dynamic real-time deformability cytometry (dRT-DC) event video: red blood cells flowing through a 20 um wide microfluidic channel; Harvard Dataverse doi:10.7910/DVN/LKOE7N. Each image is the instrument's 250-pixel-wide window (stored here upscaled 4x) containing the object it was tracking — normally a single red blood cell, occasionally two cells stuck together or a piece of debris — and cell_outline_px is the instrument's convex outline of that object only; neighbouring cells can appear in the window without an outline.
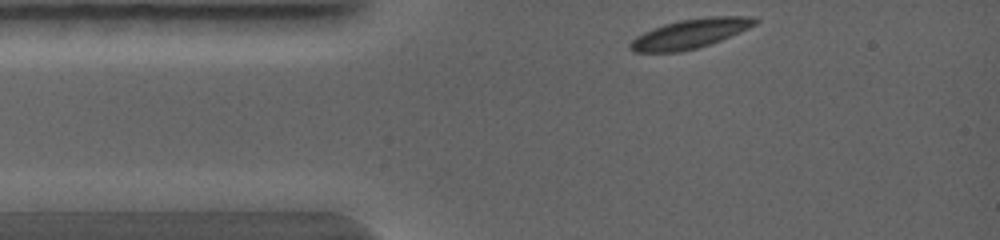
{"species": "common noctule bat (a hibernating species)", "species_latin": "Nyctalus noctula", "temperature_condition": "warm", "stored_images_in_passage": 19, "camera_frame_rate_fps": 5000, "um_per_image_px": 0.085, "animal": {"sex": "female", "body_mass_g": 19.0, "forearm_length_mm": 56.7}, "frame": {"image": 1, "passage_image": 1, "time_ms": 0.0, "image_size_px": [1000, 240], "cell_outline_px": [[760, 20], [756, 24], [740, 32], [720, 40], [696, 48], [680, 52], [632, 52], [628, 48], [628, 44], [636, 36], [652, 28], [664, 24], [680, 20], [708, 16], [752, 16]], "centroid_in_image_um": [58.64, 2.85], "position_along_channel_um": 26.4, "area_um2": 21.39}}
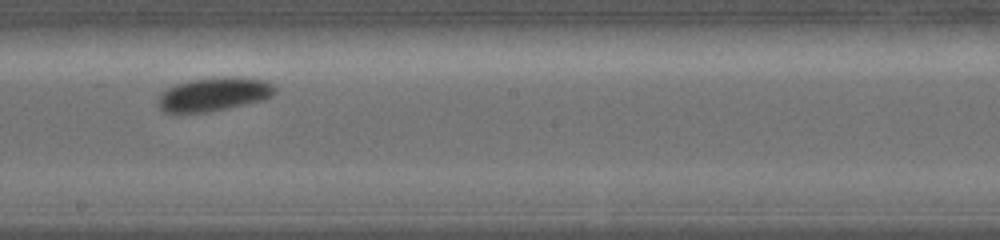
{"frame": {"image": 2, "passage_image": 11, "time_ms": 3.6, "image_size_px": [1000, 240], "cell_outline_px": [[276, 92], [272, 96], [264, 100], [228, 108], [208, 112], [176, 116], [164, 112], [156, 104], [156, 100], [160, 92], [176, 84], [196, 80], [264, 80], [272, 84], [276, 88]], "centroid_in_image_um": [18.04, 8.13], "position_along_channel_um": 230.2, "area_um2": 22.48}}
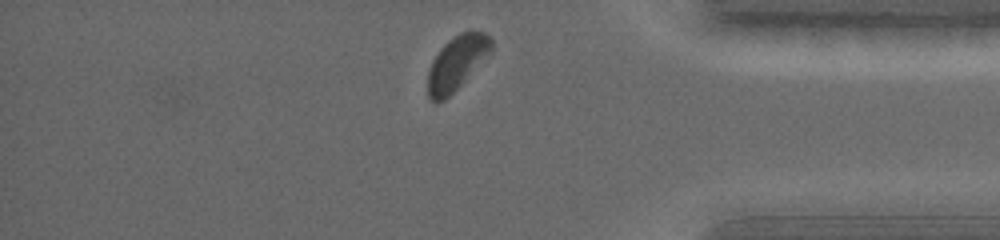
{"frame": {"image": 3, "passage_image": 19, "time_ms": 6.4, "image_size_px": [1000, 240], "cell_outline_px": [[492, 52], [444, 100], [436, 104], [428, 96], [428, 72], [432, 60], [440, 48], [448, 40], [460, 32], [484, 32], [492, 36]], "centroid_in_image_um": [38.83, 5.33], "position_along_channel_um": 396.4, "area_um2": 19.83}}